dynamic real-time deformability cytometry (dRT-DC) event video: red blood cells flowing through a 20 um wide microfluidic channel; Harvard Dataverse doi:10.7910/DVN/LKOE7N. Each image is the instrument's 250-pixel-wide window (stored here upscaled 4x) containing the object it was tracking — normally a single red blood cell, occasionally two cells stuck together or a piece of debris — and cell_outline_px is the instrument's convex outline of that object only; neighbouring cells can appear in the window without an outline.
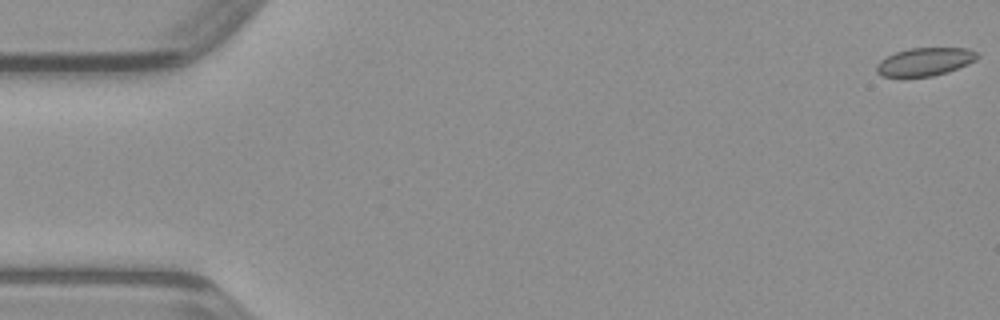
{"species": "common noctule bat (a hibernating species)", "species_latin": "Nyctalus noctula", "temperature_condition": "warm", "stored_images_in_passage": 49, "camera_frame_rate_fps": 3000, "um_per_image_px": 0.085, "animal": {"sex": "male", "body_mass_g": 23.1, "forearm_length_mm": 52.7}, "frame": {"image": 1, "passage_image": 1, "time_ms": 0.0, "image_size_px": [1000, 320], "cell_outline_px": [[980, 56], [976, 60], [968, 64], [948, 72], [932, 76], [904, 80], [900, 80], [880, 76], [876, 72], [876, 64], [880, 60], [896, 52], [908, 48], [968, 48], [976, 52]], "centroid_in_image_um": [78.54, 5.3], "position_along_channel_um": 6.5, "area_um2": 17.28}}
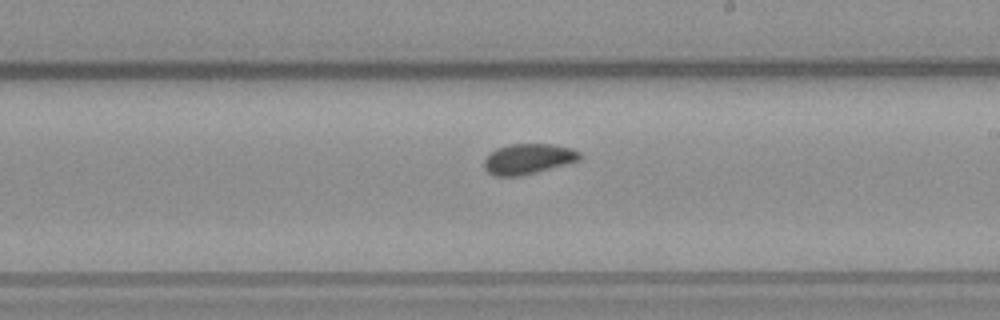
{"frame": {"image": 2, "passage_image": 28, "time_ms": 9.0, "image_size_px": [1000, 320], "cell_outline_px": [[584, 156], [580, 160], [520, 176], [496, 176], [488, 172], [484, 168], [484, 160], [496, 148], [508, 144], [552, 144], [572, 148], [580, 152]], "centroid_in_image_um": [44.91, 13.49], "position_along_channel_um": 244.1, "area_um2": 16.88}}
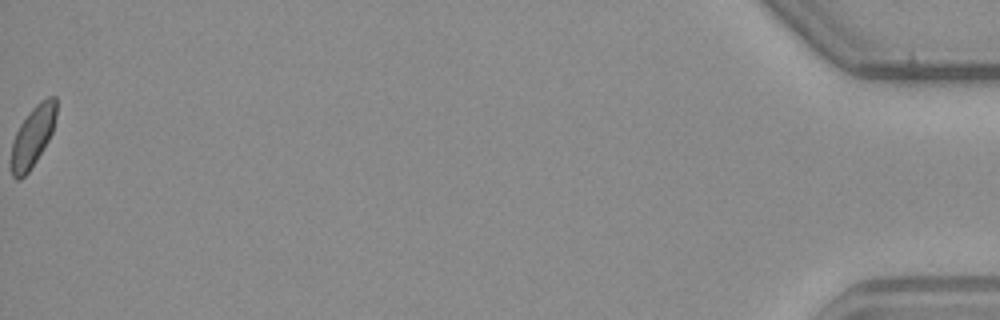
{"frame": {"image": 3, "passage_image": 49, "time_ms": 16.0, "image_size_px": [1000, 320], "cell_outline_px": [[56, 116], [52, 132], [48, 140], [36, 160], [28, 172], [20, 180], [16, 180], [12, 176], [12, 140], [20, 124], [28, 112], [40, 100], [48, 96], [56, 96]], "centroid_in_image_um": [2.78, 11.56], "position_along_channel_um": 432.4, "area_um2": 15.78}}